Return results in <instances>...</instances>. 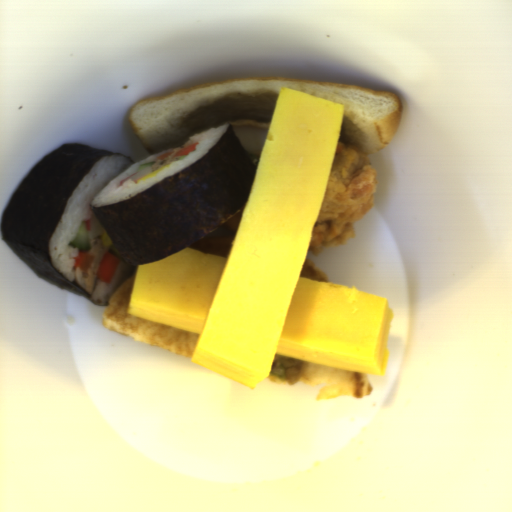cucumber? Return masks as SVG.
<instances>
[{
  "instance_id": "8b760119",
  "label": "cucumber",
  "mask_w": 512,
  "mask_h": 512,
  "mask_svg": "<svg viewBox=\"0 0 512 512\" xmlns=\"http://www.w3.org/2000/svg\"><path fill=\"white\" fill-rule=\"evenodd\" d=\"M70 247L76 248L81 251L89 250L92 245L90 243L87 226L85 221H81L79 230L76 236L73 238L71 242H69Z\"/></svg>"
},
{
  "instance_id": "586b57bf",
  "label": "cucumber",
  "mask_w": 512,
  "mask_h": 512,
  "mask_svg": "<svg viewBox=\"0 0 512 512\" xmlns=\"http://www.w3.org/2000/svg\"><path fill=\"white\" fill-rule=\"evenodd\" d=\"M155 162L154 161H151L149 163H146V164H143V165H139L138 168H137V172H141L143 169L147 168V167H152V165L154 164Z\"/></svg>"
},
{
  "instance_id": "888e309b",
  "label": "cucumber",
  "mask_w": 512,
  "mask_h": 512,
  "mask_svg": "<svg viewBox=\"0 0 512 512\" xmlns=\"http://www.w3.org/2000/svg\"><path fill=\"white\" fill-rule=\"evenodd\" d=\"M110 248H111V250H112V252H113V253H118V254H120V253H119V251L117 250V248H116V246L114 245V243H113V242L111 243Z\"/></svg>"
},
{
  "instance_id": "2a18db57",
  "label": "cucumber",
  "mask_w": 512,
  "mask_h": 512,
  "mask_svg": "<svg viewBox=\"0 0 512 512\" xmlns=\"http://www.w3.org/2000/svg\"><path fill=\"white\" fill-rule=\"evenodd\" d=\"M185 156H180L178 160L182 161L185 158Z\"/></svg>"
}]
</instances>
